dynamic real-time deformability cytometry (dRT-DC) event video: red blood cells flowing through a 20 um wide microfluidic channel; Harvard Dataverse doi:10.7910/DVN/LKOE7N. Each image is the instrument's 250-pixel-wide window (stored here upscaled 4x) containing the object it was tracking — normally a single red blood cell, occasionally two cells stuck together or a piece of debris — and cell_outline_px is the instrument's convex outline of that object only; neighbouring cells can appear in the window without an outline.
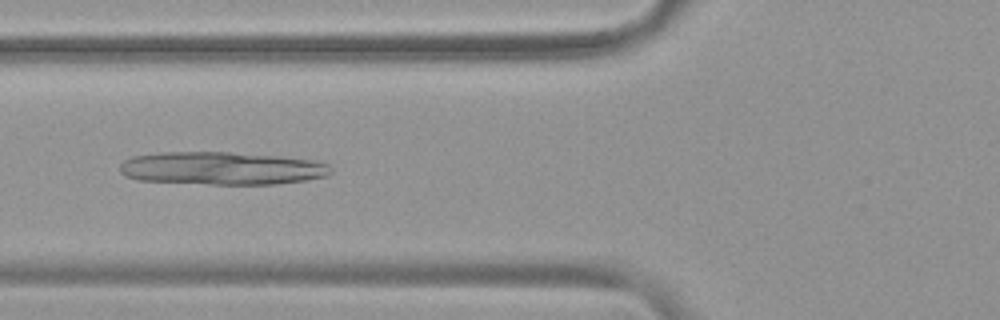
{"species": "common noctule bat (a hibernating species)", "species_latin": "Nyctalus noctula", "temperature_condition": "warm", "stored_images_in_passage": 45, "camera_frame_rate_fps": 3000, "um_per_image_px": 0.085, "animal": {"sex": "female", "body_mass_g": 19.9}, "frame": {"image": 1, "passage_image": 13, "time_ms": 4.0, "image_size_px": [1000, 320], "cell_outline_px": [[332, 172], [328, 176], [308, 180], [276, 184], [212, 184], [140, 180], [124, 176], [120, 172], [120, 164], [124, 160], [132, 156], [160, 152], [228, 152], [280, 156], [316, 160], [328, 164], [332, 168]], "centroid_in_image_um": [18.89, 14.3], "position_along_channel_um": 106.9, "area_um2": 40.75}}
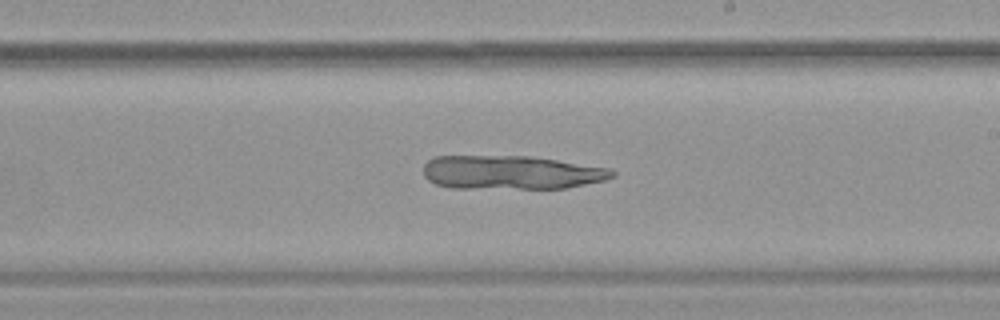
{"frame": {"image": 2, "passage_image": 24, "time_ms": 7.667, "image_size_px": [1000, 320], "cell_outline_px": [[616, 176], [604, 180], [568, 188], [448, 188], [436, 184], [428, 180], [424, 176], [424, 164], [432, 156], [528, 156], [556, 160], [608, 168], [616, 172]], "centroid_in_image_um": [43.41, 14.66], "position_along_channel_um": 245.6, "area_um2": 37.22}}
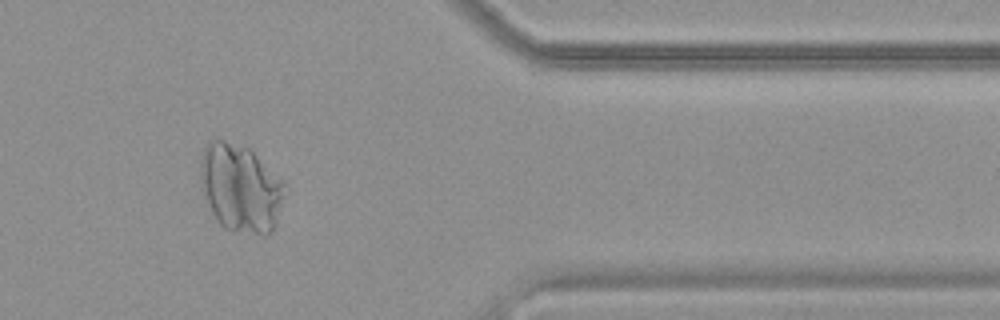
{"frame": {"image": 3, "passage_image": 37, "time_ms": 12.0, "image_size_px": [1000, 320], "cell_outline_px": [[284, 184], [276, 224], [272, 232], [264, 236], [224, 228], [216, 220], [212, 212], [200, 184], [200, 160], [204, 148], [216, 136], [248, 148]], "centroid_in_image_um": [20.38, 15.98], "position_along_channel_um": 391.0, "area_um2": 42.54}}